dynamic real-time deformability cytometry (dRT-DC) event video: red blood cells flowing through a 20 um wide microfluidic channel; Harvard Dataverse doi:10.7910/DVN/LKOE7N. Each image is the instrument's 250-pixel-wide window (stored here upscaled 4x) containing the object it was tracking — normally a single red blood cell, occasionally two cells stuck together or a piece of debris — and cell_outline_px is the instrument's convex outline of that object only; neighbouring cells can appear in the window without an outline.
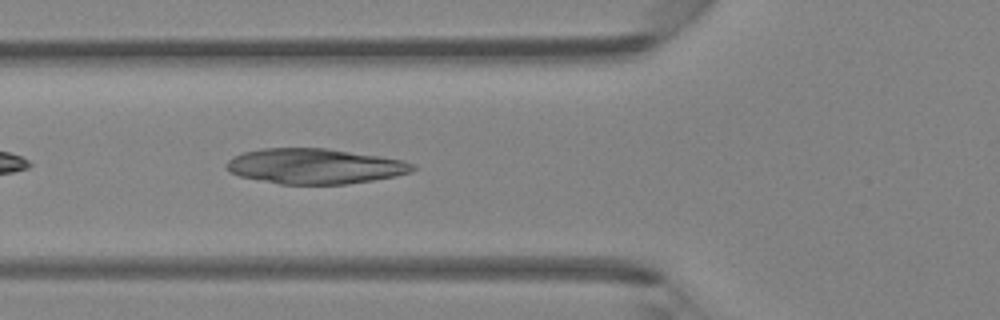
{"species": "Egyptian fruit bat (a non-hibernating species)", "species_latin": "Rousettus aegyptiacus", "temperature_condition": "room temperature", "stored_images_in_passage": 46, "camera_frame_rate_fps": 3000, "um_per_image_px": 0.085, "animal": {"sex": "female"}, "frame": {"image": 1, "passage_image": 17, "time_ms": 5.333, "image_size_px": [1000, 320], "cell_outline_px": [[416, 168], [412, 172], [396, 176], [372, 180], [344, 184], [280, 184], [240, 176], [228, 172], [224, 168], [224, 164], [232, 156], [244, 152], [264, 148], [324, 148], [404, 160], [416, 164]], "centroid_in_image_um": [26.73, 14.13], "position_along_channel_um": 99.1, "area_um2": 38.32}}
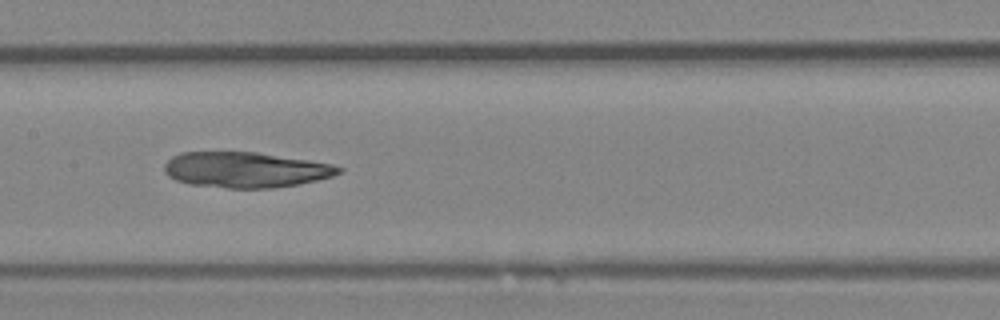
{"frame": {"image": 2, "passage_image": 23, "time_ms": 7.333, "image_size_px": [1000, 320], "cell_outline_px": [[344, 168], [340, 172], [332, 176], [316, 180], [296, 184], [272, 188], [228, 188], [188, 184], [176, 180], [168, 176], [164, 172], [164, 164], [172, 156], [180, 152], [256, 152], [308, 160], [332, 164]], "centroid_in_image_um": [20.82, 14.43], "position_along_channel_um": 186.6, "area_um2": 36.01}}
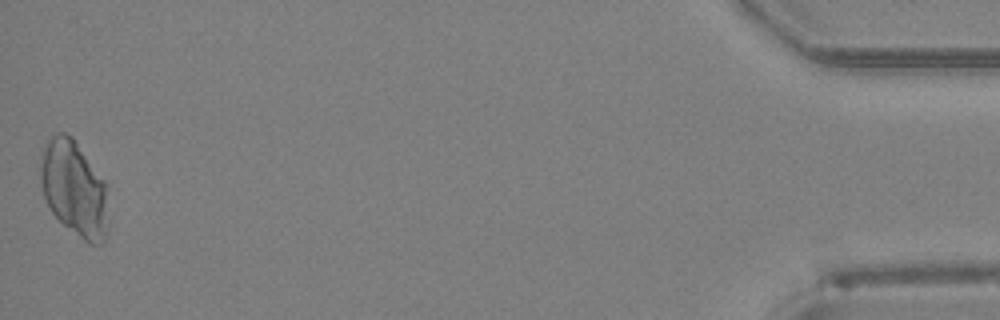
{"frame": {"image": 3, "passage_image": 46, "time_ms": 15.0, "image_size_px": [1000, 320], "cell_outline_px": [[108, 232], [104, 244], [88, 244], [64, 224], [52, 212], [44, 196], [40, 180], [40, 168], [44, 144], [56, 132], [64, 132], [72, 136], [104, 180]], "centroid_in_image_um": [6.3, 16.03], "position_along_channel_um": 428.9, "area_um2": 37.45}}